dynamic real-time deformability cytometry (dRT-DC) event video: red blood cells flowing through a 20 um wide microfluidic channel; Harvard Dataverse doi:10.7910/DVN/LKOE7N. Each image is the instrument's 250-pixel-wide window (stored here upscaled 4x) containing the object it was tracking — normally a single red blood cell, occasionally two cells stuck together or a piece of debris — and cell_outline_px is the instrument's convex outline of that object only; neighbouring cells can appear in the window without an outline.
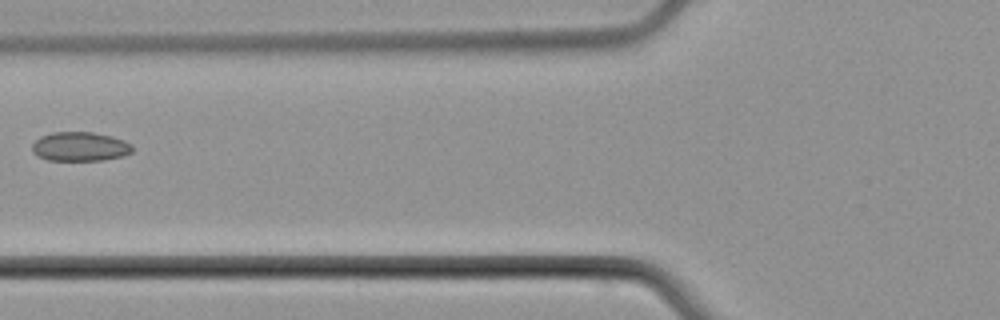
{"species": "common noctule bat (a hibernating species)", "species_latin": "Nyctalus noctula", "temperature_condition": "cold", "stored_images_in_passage": 7, "camera_frame_rate_fps": 3000, "um_per_image_px": 0.085, "animal": {"sex": "male", "body_mass_g": 21.5, "forearm_length_mm": 52.0}, "frame": {"image": 1, "passage_image": 6, "time_ms": 6.333, "image_size_px": [1000, 320], "cell_outline_px": [[132, 152], [124, 156], [104, 160], [48, 160], [36, 156], [32, 152], [32, 144], [40, 136], [52, 132], [92, 132], [112, 136], [124, 140], [132, 144]], "centroid_in_image_um": [6.8, 12.46], "position_along_channel_um": 119.0, "area_um2": 17.22}}
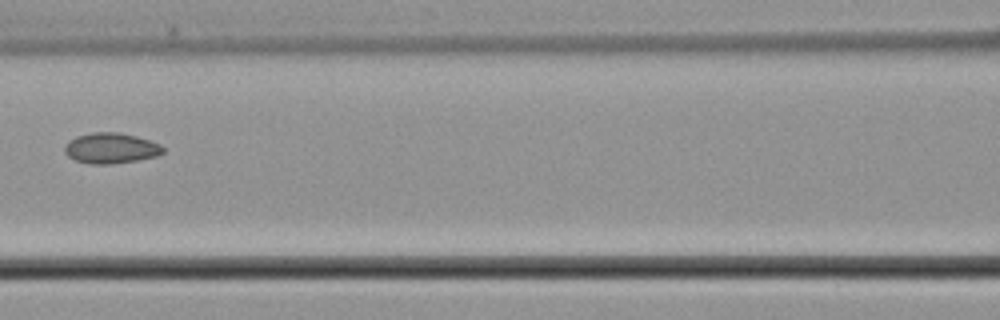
{"frame": {"image": 2, "passage_image": 7, "time_ms": 7.333, "image_size_px": [1000, 320], "cell_outline_px": [[164, 152], [156, 156], [136, 160], [112, 164], [92, 164], [76, 160], [68, 156], [64, 152], [64, 144], [68, 140], [76, 136], [92, 132], [120, 132], [136, 136], [160, 144], [164, 148]], "centroid_in_image_um": [9.39, 12.58], "position_along_channel_um": 157.2, "area_um2": 17.57}}